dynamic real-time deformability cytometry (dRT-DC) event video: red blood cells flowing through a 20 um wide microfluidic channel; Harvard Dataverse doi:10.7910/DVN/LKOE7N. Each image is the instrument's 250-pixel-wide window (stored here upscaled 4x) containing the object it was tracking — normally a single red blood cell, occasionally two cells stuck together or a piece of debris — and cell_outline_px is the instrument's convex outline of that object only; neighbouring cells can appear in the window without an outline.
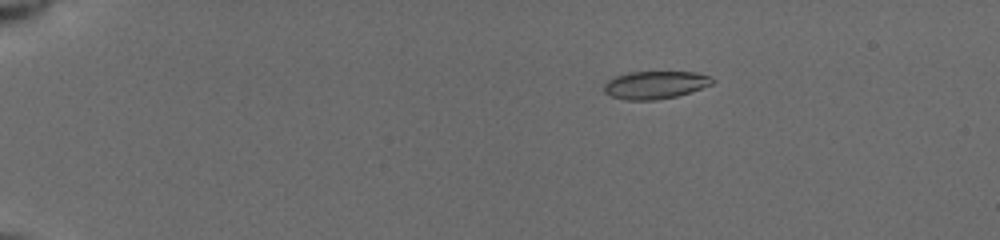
{"species": "common noctule bat (a hibernating species)", "species_latin": "Nyctalus noctula", "temperature_condition": "cold", "stored_images_in_passage": 71, "camera_frame_rate_fps": 3000, "um_per_image_px": 0.085, "animal": {"sex": "female", "body_mass_g": 19.5, "forearm_length_mm": 54.1}, "frame": {"image": 1, "passage_image": 11, "time_ms": 3.667, "image_size_px": [1000, 240], "cell_outline_px": [[716, 80], [712, 84], [676, 96], [656, 100], [624, 100], [612, 96], [604, 92], [604, 84], [608, 80], [616, 76], [628, 72], [696, 72], [712, 76]], "centroid_in_image_um": [55.69, 7.21], "position_along_channel_um": 29.3, "area_um2": 17.51}}
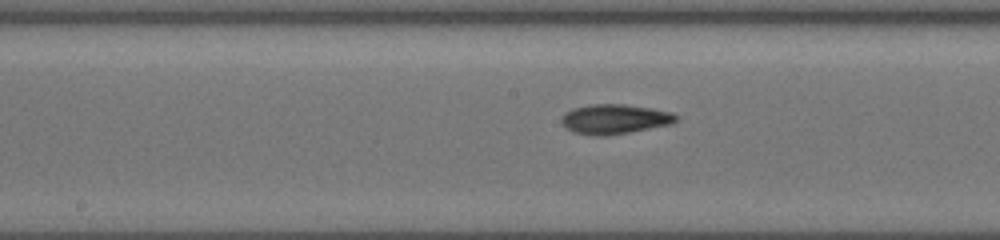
{"frame": {"image": 2, "passage_image": 32, "time_ms": 10.333, "image_size_px": [1000, 240], "cell_outline_px": [[680, 116], [672, 124], [608, 136], [600, 136], [572, 132], [560, 120], [564, 112], [572, 108], [588, 104], [624, 104], [652, 108], [672, 112]], "centroid_in_image_um": [52.26, 10.11], "position_along_channel_um": 195.9, "area_um2": 20.0}}
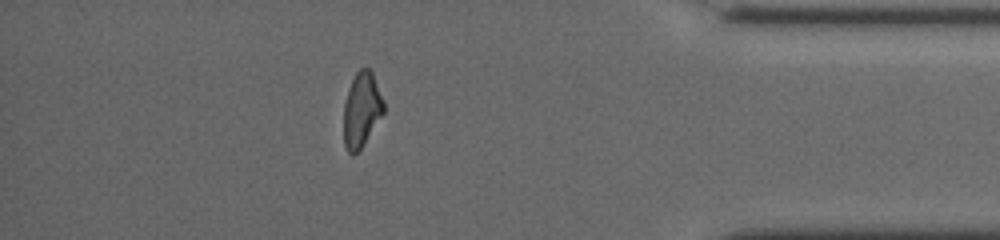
{"frame": {"image": 3, "passage_image": 61, "time_ms": 16.333, "image_size_px": [1000, 240], "cell_outline_px": [[384, 112], [360, 148], [352, 156], [348, 152], [344, 144], [344, 104], [348, 88], [356, 72], [360, 68], [368, 68], [372, 72], [384, 100]], "centroid_in_image_um": [30.73, 9.3], "position_along_channel_um": 404.5, "area_um2": 17.22}, "authors_computed_cell_mechanics": {"area_um2": 18.2648, "velocity_mm_per_s": 3.9351, "shape_relaxation_time_tau1_ms": 3.8778, "shape_relaxation_time_tau2_ms": 3.2965, "deformation_change_tau1": 0.1537, "deformation_change_tau2": 0.0979}}